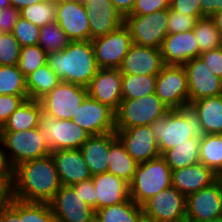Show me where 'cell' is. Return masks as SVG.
I'll return each instance as SVG.
<instances>
[{
	"mask_svg": "<svg viewBox=\"0 0 222 222\" xmlns=\"http://www.w3.org/2000/svg\"><path fill=\"white\" fill-rule=\"evenodd\" d=\"M138 163L126 151L123 143L117 137L111 144L108 151L107 172L122 178L127 183L133 179Z\"/></svg>",
	"mask_w": 222,
	"mask_h": 222,
	"instance_id": "f1b7e54d",
	"label": "cell"
},
{
	"mask_svg": "<svg viewBox=\"0 0 222 222\" xmlns=\"http://www.w3.org/2000/svg\"><path fill=\"white\" fill-rule=\"evenodd\" d=\"M121 84L119 69L100 68L87 87L88 95L116 112L123 99Z\"/></svg>",
	"mask_w": 222,
	"mask_h": 222,
	"instance_id": "ffe728a7",
	"label": "cell"
},
{
	"mask_svg": "<svg viewBox=\"0 0 222 222\" xmlns=\"http://www.w3.org/2000/svg\"><path fill=\"white\" fill-rule=\"evenodd\" d=\"M163 66L160 48L132 43L118 69L122 74L158 75Z\"/></svg>",
	"mask_w": 222,
	"mask_h": 222,
	"instance_id": "44dd1931",
	"label": "cell"
},
{
	"mask_svg": "<svg viewBox=\"0 0 222 222\" xmlns=\"http://www.w3.org/2000/svg\"><path fill=\"white\" fill-rule=\"evenodd\" d=\"M21 45L12 33L0 35V66L18 65Z\"/></svg>",
	"mask_w": 222,
	"mask_h": 222,
	"instance_id": "ab89813d",
	"label": "cell"
},
{
	"mask_svg": "<svg viewBox=\"0 0 222 222\" xmlns=\"http://www.w3.org/2000/svg\"><path fill=\"white\" fill-rule=\"evenodd\" d=\"M82 0H57L56 21L71 41L90 40V25Z\"/></svg>",
	"mask_w": 222,
	"mask_h": 222,
	"instance_id": "e0dca14e",
	"label": "cell"
},
{
	"mask_svg": "<svg viewBox=\"0 0 222 222\" xmlns=\"http://www.w3.org/2000/svg\"><path fill=\"white\" fill-rule=\"evenodd\" d=\"M197 19L193 16L168 9L167 30L168 34H175L193 30Z\"/></svg>",
	"mask_w": 222,
	"mask_h": 222,
	"instance_id": "ee69618b",
	"label": "cell"
},
{
	"mask_svg": "<svg viewBox=\"0 0 222 222\" xmlns=\"http://www.w3.org/2000/svg\"><path fill=\"white\" fill-rule=\"evenodd\" d=\"M95 212L98 209L120 204L130 199L129 183L109 172L93 175Z\"/></svg>",
	"mask_w": 222,
	"mask_h": 222,
	"instance_id": "cb8c5ba5",
	"label": "cell"
},
{
	"mask_svg": "<svg viewBox=\"0 0 222 222\" xmlns=\"http://www.w3.org/2000/svg\"><path fill=\"white\" fill-rule=\"evenodd\" d=\"M157 75L122 74L123 99L141 98L155 93Z\"/></svg>",
	"mask_w": 222,
	"mask_h": 222,
	"instance_id": "836d02e7",
	"label": "cell"
},
{
	"mask_svg": "<svg viewBox=\"0 0 222 222\" xmlns=\"http://www.w3.org/2000/svg\"><path fill=\"white\" fill-rule=\"evenodd\" d=\"M190 105L199 116L204 135L222 134V94L198 99Z\"/></svg>",
	"mask_w": 222,
	"mask_h": 222,
	"instance_id": "4316f807",
	"label": "cell"
},
{
	"mask_svg": "<svg viewBox=\"0 0 222 222\" xmlns=\"http://www.w3.org/2000/svg\"><path fill=\"white\" fill-rule=\"evenodd\" d=\"M172 170L160 155L139 163L129 183L130 198L142 205L152 196L172 186Z\"/></svg>",
	"mask_w": 222,
	"mask_h": 222,
	"instance_id": "277c9868",
	"label": "cell"
},
{
	"mask_svg": "<svg viewBox=\"0 0 222 222\" xmlns=\"http://www.w3.org/2000/svg\"><path fill=\"white\" fill-rule=\"evenodd\" d=\"M222 216V190L217 181L186 197V221L202 222Z\"/></svg>",
	"mask_w": 222,
	"mask_h": 222,
	"instance_id": "2e32d148",
	"label": "cell"
},
{
	"mask_svg": "<svg viewBox=\"0 0 222 222\" xmlns=\"http://www.w3.org/2000/svg\"><path fill=\"white\" fill-rule=\"evenodd\" d=\"M0 222H25V201L8 196L0 209Z\"/></svg>",
	"mask_w": 222,
	"mask_h": 222,
	"instance_id": "7bdbcfd3",
	"label": "cell"
},
{
	"mask_svg": "<svg viewBox=\"0 0 222 222\" xmlns=\"http://www.w3.org/2000/svg\"><path fill=\"white\" fill-rule=\"evenodd\" d=\"M43 109L40 101L25 100L8 118L4 131H24L37 128Z\"/></svg>",
	"mask_w": 222,
	"mask_h": 222,
	"instance_id": "83f0119b",
	"label": "cell"
},
{
	"mask_svg": "<svg viewBox=\"0 0 222 222\" xmlns=\"http://www.w3.org/2000/svg\"><path fill=\"white\" fill-rule=\"evenodd\" d=\"M168 9L156 11L148 15H127L124 25L128 28L132 43L161 48L163 39L167 36Z\"/></svg>",
	"mask_w": 222,
	"mask_h": 222,
	"instance_id": "ba28073f",
	"label": "cell"
},
{
	"mask_svg": "<svg viewBox=\"0 0 222 222\" xmlns=\"http://www.w3.org/2000/svg\"><path fill=\"white\" fill-rule=\"evenodd\" d=\"M20 17V10L16 9L12 5L3 9H0V31L12 33L14 25Z\"/></svg>",
	"mask_w": 222,
	"mask_h": 222,
	"instance_id": "681fc988",
	"label": "cell"
},
{
	"mask_svg": "<svg viewBox=\"0 0 222 222\" xmlns=\"http://www.w3.org/2000/svg\"><path fill=\"white\" fill-rule=\"evenodd\" d=\"M13 182V169L10 167L3 147H0V187L10 192Z\"/></svg>",
	"mask_w": 222,
	"mask_h": 222,
	"instance_id": "816d5d0a",
	"label": "cell"
},
{
	"mask_svg": "<svg viewBox=\"0 0 222 222\" xmlns=\"http://www.w3.org/2000/svg\"><path fill=\"white\" fill-rule=\"evenodd\" d=\"M141 207L144 220L149 222L186 221V196L173 186L152 196Z\"/></svg>",
	"mask_w": 222,
	"mask_h": 222,
	"instance_id": "9c48e42d",
	"label": "cell"
},
{
	"mask_svg": "<svg viewBox=\"0 0 222 222\" xmlns=\"http://www.w3.org/2000/svg\"><path fill=\"white\" fill-rule=\"evenodd\" d=\"M3 151L12 169L19 164L51 154L39 128L4 131Z\"/></svg>",
	"mask_w": 222,
	"mask_h": 222,
	"instance_id": "8992f818",
	"label": "cell"
},
{
	"mask_svg": "<svg viewBox=\"0 0 222 222\" xmlns=\"http://www.w3.org/2000/svg\"><path fill=\"white\" fill-rule=\"evenodd\" d=\"M199 57L205 62L215 76L222 79V46L202 52Z\"/></svg>",
	"mask_w": 222,
	"mask_h": 222,
	"instance_id": "7dc6e473",
	"label": "cell"
},
{
	"mask_svg": "<svg viewBox=\"0 0 222 222\" xmlns=\"http://www.w3.org/2000/svg\"><path fill=\"white\" fill-rule=\"evenodd\" d=\"M45 64L47 53L38 44L21 47L18 67L25 78Z\"/></svg>",
	"mask_w": 222,
	"mask_h": 222,
	"instance_id": "f35d334b",
	"label": "cell"
},
{
	"mask_svg": "<svg viewBox=\"0 0 222 222\" xmlns=\"http://www.w3.org/2000/svg\"><path fill=\"white\" fill-rule=\"evenodd\" d=\"M169 110L155 93L141 98L122 99L115 112V128L151 125L163 118Z\"/></svg>",
	"mask_w": 222,
	"mask_h": 222,
	"instance_id": "5b68a950",
	"label": "cell"
},
{
	"mask_svg": "<svg viewBox=\"0 0 222 222\" xmlns=\"http://www.w3.org/2000/svg\"><path fill=\"white\" fill-rule=\"evenodd\" d=\"M217 0H200L201 16L212 17L216 14Z\"/></svg>",
	"mask_w": 222,
	"mask_h": 222,
	"instance_id": "db71d44e",
	"label": "cell"
},
{
	"mask_svg": "<svg viewBox=\"0 0 222 222\" xmlns=\"http://www.w3.org/2000/svg\"><path fill=\"white\" fill-rule=\"evenodd\" d=\"M172 186L186 197L211 185L216 174L203 163H197L172 171Z\"/></svg>",
	"mask_w": 222,
	"mask_h": 222,
	"instance_id": "d4e9b609",
	"label": "cell"
},
{
	"mask_svg": "<svg viewBox=\"0 0 222 222\" xmlns=\"http://www.w3.org/2000/svg\"><path fill=\"white\" fill-rule=\"evenodd\" d=\"M83 201L95 210V188L92 178L71 186Z\"/></svg>",
	"mask_w": 222,
	"mask_h": 222,
	"instance_id": "f907efd6",
	"label": "cell"
},
{
	"mask_svg": "<svg viewBox=\"0 0 222 222\" xmlns=\"http://www.w3.org/2000/svg\"><path fill=\"white\" fill-rule=\"evenodd\" d=\"M201 138L192 137L187 140V143H182L165 151L161 156L170 169H182L199 163V147Z\"/></svg>",
	"mask_w": 222,
	"mask_h": 222,
	"instance_id": "4dcf8cb0",
	"label": "cell"
},
{
	"mask_svg": "<svg viewBox=\"0 0 222 222\" xmlns=\"http://www.w3.org/2000/svg\"><path fill=\"white\" fill-rule=\"evenodd\" d=\"M11 6V0H0V9Z\"/></svg>",
	"mask_w": 222,
	"mask_h": 222,
	"instance_id": "680465c9",
	"label": "cell"
},
{
	"mask_svg": "<svg viewBox=\"0 0 222 222\" xmlns=\"http://www.w3.org/2000/svg\"><path fill=\"white\" fill-rule=\"evenodd\" d=\"M71 120L91 136L116 131L115 112L89 95L85 97Z\"/></svg>",
	"mask_w": 222,
	"mask_h": 222,
	"instance_id": "4fadbf2b",
	"label": "cell"
},
{
	"mask_svg": "<svg viewBox=\"0 0 222 222\" xmlns=\"http://www.w3.org/2000/svg\"><path fill=\"white\" fill-rule=\"evenodd\" d=\"M62 184L49 154L29 160L13 169V182L9 196L26 202L49 203Z\"/></svg>",
	"mask_w": 222,
	"mask_h": 222,
	"instance_id": "6da1fadb",
	"label": "cell"
},
{
	"mask_svg": "<svg viewBox=\"0 0 222 222\" xmlns=\"http://www.w3.org/2000/svg\"><path fill=\"white\" fill-rule=\"evenodd\" d=\"M97 222H142V207L131 198L120 204L107 206L96 211Z\"/></svg>",
	"mask_w": 222,
	"mask_h": 222,
	"instance_id": "f546056e",
	"label": "cell"
},
{
	"mask_svg": "<svg viewBox=\"0 0 222 222\" xmlns=\"http://www.w3.org/2000/svg\"><path fill=\"white\" fill-rule=\"evenodd\" d=\"M215 23L216 28L222 35V12H218L211 17Z\"/></svg>",
	"mask_w": 222,
	"mask_h": 222,
	"instance_id": "9f6ffc18",
	"label": "cell"
},
{
	"mask_svg": "<svg viewBox=\"0 0 222 222\" xmlns=\"http://www.w3.org/2000/svg\"><path fill=\"white\" fill-rule=\"evenodd\" d=\"M25 222H58L49 203L26 202Z\"/></svg>",
	"mask_w": 222,
	"mask_h": 222,
	"instance_id": "b9f144b4",
	"label": "cell"
},
{
	"mask_svg": "<svg viewBox=\"0 0 222 222\" xmlns=\"http://www.w3.org/2000/svg\"><path fill=\"white\" fill-rule=\"evenodd\" d=\"M27 99L28 95H0V123L4 125L10 115Z\"/></svg>",
	"mask_w": 222,
	"mask_h": 222,
	"instance_id": "f6af8a7d",
	"label": "cell"
},
{
	"mask_svg": "<svg viewBox=\"0 0 222 222\" xmlns=\"http://www.w3.org/2000/svg\"><path fill=\"white\" fill-rule=\"evenodd\" d=\"M183 67L187 74L189 105L198 99L222 94V79L215 76L200 57L193 58Z\"/></svg>",
	"mask_w": 222,
	"mask_h": 222,
	"instance_id": "9a60e30c",
	"label": "cell"
},
{
	"mask_svg": "<svg viewBox=\"0 0 222 222\" xmlns=\"http://www.w3.org/2000/svg\"><path fill=\"white\" fill-rule=\"evenodd\" d=\"M158 142L159 152L165 151L192 137L201 138L204 135L197 112L191 105L169 110L168 113L150 125Z\"/></svg>",
	"mask_w": 222,
	"mask_h": 222,
	"instance_id": "3957f363",
	"label": "cell"
},
{
	"mask_svg": "<svg viewBox=\"0 0 222 222\" xmlns=\"http://www.w3.org/2000/svg\"><path fill=\"white\" fill-rule=\"evenodd\" d=\"M49 204L58 222L95 221V210L71 186L62 185Z\"/></svg>",
	"mask_w": 222,
	"mask_h": 222,
	"instance_id": "5bb4252c",
	"label": "cell"
},
{
	"mask_svg": "<svg viewBox=\"0 0 222 222\" xmlns=\"http://www.w3.org/2000/svg\"><path fill=\"white\" fill-rule=\"evenodd\" d=\"M126 151L139 164L160 156L158 142L150 125L116 129Z\"/></svg>",
	"mask_w": 222,
	"mask_h": 222,
	"instance_id": "ac0fdd59",
	"label": "cell"
},
{
	"mask_svg": "<svg viewBox=\"0 0 222 222\" xmlns=\"http://www.w3.org/2000/svg\"><path fill=\"white\" fill-rule=\"evenodd\" d=\"M160 50L164 65H184L199 57L198 43L193 30L167 34Z\"/></svg>",
	"mask_w": 222,
	"mask_h": 222,
	"instance_id": "7402d4cb",
	"label": "cell"
},
{
	"mask_svg": "<svg viewBox=\"0 0 222 222\" xmlns=\"http://www.w3.org/2000/svg\"><path fill=\"white\" fill-rule=\"evenodd\" d=\"M57 0H44L40 3L26 6L20 10V16L37 27L56 21Z\"/></svg>",
	"mask_w": 222,
	"mask_h": 222,
	"instance_id": "d590c367",
	"label": "cell"
},
{
	"mask_svg": "<svg viewBox=\"0 0 222 222\" xmlns=\"http://www.w3.org/2000/svg\"><path fill=\"white\" fill-rule=\"evenodd\" d=\"M47 64L60 81L85 88L100 69L91 40L72 41L63 50L48 53Z\"/></svg>",
	"mask_w": 222,
	"mask_h": 222,
	"instance_id": "7a4b0ae2",
	"label": "cell"
},
{
	"mask_svg": "<svg viewBox=\"0 0 222 222\" xmlns=\"http://www.w3.org/2000/svg\"><path fill=\"white\" fill-rule=\"evenodd\" d=\"M216 181L219 183L220 188L222 190V171H220L216 174Z\"/></svg>",
	"mask_w": 222,
	"mask_h": 222,
	"instance_id": "94428289",
	"label": "cell"
},
{
	"mask_svg": "<svg viewBox=\"0 0 222 222\" xmlns=\"http://www.w3.org/2000/svg\"><path fill=\"white\" fill-rule=\"evenodd\" d=\"M38 128L50 151L80 149L91 136L71 119L59 120L42 114Z\"/></svg>",
	"mask_w": 222,
	"mask_h": 222,
	"instance_id": "52a82bcc",
	"label": "cell"
},
{
	"mask_svg": "<svg viewBox=\"0 0 222 222\" xmlns=\"http://www.w3.org/2000/svg\"><path fill=\"white\" fill-rule=\"evenodd\" d=\"M155 94L170 109L189 105L187 74L183 65H164L157 75Z\"/></svg>",
	"mask_w": 222,
	"mask_h": 222,
	"instance_id": "8fae6325",
	"label": "cell"
},
{
	"mask_svg": "<svg viewBox=\"0 0 222 222\" xmlns=\"http://www.w3.org/2000/svg\"><path fill=\"white\" fill-rule=\"evenodd\" d=\"M199 162L215 174L222 171V134H208L201 137Z\"/></svg>",
	"mask_w": 222,
	"mask_h": 222,
	"instance_id": "d6a6232c",
	"label": "cell"
},
{
	"mask_svg": "<svg viewBox=\"0 0 222 222\" xmlns=\"http://www.w3.org/2000/svg\"><path fill=\"white\" fill-rule=\"evenodd\" d=\"M28 95L26 79L18 65L0 66V95Z\"/></svg>",
	"mask_w": 222,
	"mask_h": 222,
	"instance_id": "74e56055",
	"label": "cell"
},
{
	"mask_svg": "<svg viewBox=\"0 0 222 222\" xmlns=\"http://www.w3.org/2000/svg\"><path fill=\"white\" fill-rule=\"evenodd\" d=\"M117 138L116 132L101 135H92L81 146L80 151L93 175L107 172L108 151L110 144Z\"/></svg>",
	"mask_w": 222,
	"mask_h": 222,
	"instance_id": "484cf974",
	"label": "cell"
},
{
	"mask_svg": "<svg viewBox=\"0 0 222 222\" xmlns=\"http://www.w3.org/2000/svg\"><path fill=\"white\" fill-rule=\"evenodd\" d=\"M193 32L198 43L199 55L222 46V35L211 17L197 19Z\"/></svg>",
	"mask_w": 222,
	"mask_h": 222,
	"instance_id": "e575fe53",
	"label": "cell"
},
{
	"mask_svg": "<svg viewBox=\"0 0 222 222\" xmlns=\"http://www.w3.org/2000/svg\"><path fill=\"white\" fill-rule=\"evenodd\" d=\"M42 1L44 0H11V5L15 7L16 9L21 10L22 8L26 6L40 3Z\"/></svg>",
	"mask_w": 222,
	"mask_h": 222,
	"instance_id": "11a10c76",
	"label": "cell"
},
{
	"mask_svg": "<svg viewBox=\"0 0 222 222\" xmlns=\"http://www.w3.org/2000/svg\"><path fill=\"white\" fill-rule=\"evenodd\" d=\"M98 67L118 69L128 53L132 39L128 28L123 24L116 30L91 40Z\"/></svg>",
	"mask_w": 222,
	"mask_h": 222,
	"instance_id": "7c38bea8",
	"label": "cell"
},
{
	"mask_svg": "<svg viewBox=\"0 0 222 222\" xmlns=\"http://www.w3.org/2000/svg\"><path fill=\"white\" fill-rule=\"evenodd\" d=\"M170 8V0H135L134 7L129 15H148Z\"/></svg>",
	"mask_w": 222,
	"mask_h": 222,
	"instance_id": "bcb514c9",
	"label": "cell"
},
{
	"mask_svg": "<svg viewBox=\"0 0 222 222\" xmlns=\"http://www.w3.org/2000/svg\"><path fill=\"white\" fill-rule=\"evenodd\" d=\"M41 28L30 21L19 17L12 31L13 36L18 40L21 47L37 45Z\"/></svg>",
	"mask_w": 222,
	"mask_h": 222,
	"instance_id": "60d3db41",
	"label": "cell"
},
{
	"mask_svg": "<svg viewBox=\"0 0 222 222\" xmlns=\"http://www.w3.org/2000/svg\"><path fill=\"white\" fill-rule=\"evenodd\" d=\"M25 79L29 99L37 101L51 92L60 83L57 74L48 64L39 67Z\"/></svg>",
	"mask_w": 222,
	"mask_h": 222,
	"instance_id": "1f68e13d",
	"label": "cell"
},
{
	"mask_svg": "<svg viewBox=\"0 0 222 222\" xmlns=\"http://www.w3.org/2000/svg\"><path fill=\"white\" fill-rule=\"evenodd\" d=\"M202 222H222V216H220L218 218L202 221Z\"/></svg>",
	"mask_w": 222,
	"mask_h": 222,
	"instance_id": "be15d7a7",
	"label": "cell"
},
{
	"mask_svg": "<svg viewBox=\"0 0 222 222\" xmlns=\"http://www.w3.org/2000/svg\"><path fill=\"white\" fill-rule=\"evenodd\" d=\"M50 155L62 185L72 186L92 177L80 149L57 150L52 151Z\"/></svg>",
	"mask_w": 222,
	"mask_h": 222,
	"instance_id": "603a6c76",
	"label": "cell"
},
{
	"mask_svg": "<svg viewBox=\"0 0 222 222\" xmlns=\"http://www.w3.org/2000/svg\"><path fill=\"white\" fill-rule=\"evenodd\" d=\"M87 95V88L60 81L51 92L39 101L44 114L59 120H68L76 114Z\"/></svg>",
	"mask_w": 222,
	"mask_h": 222,
	"instance_id": "30bf717a",
	"label": "cell"
},
{
	"mask_svg": "<svg viewBox=\"0 0 222 222\" xmlns=\"http://www.w3.org/2000/svg\"><path fill=\"white\" fill-rule=\"evenodd\" d=\"M89 17L90 40L105 36L124 24L111 0H82Z\"/></svg>",
	"mask_w": 222,
	"mask_h": 222,
	"instance_id": "d6986e66",
	"label": "cell"
},
{
	"mask_svg": "<svg viewBox=\"0 0 222 222\" xmlns=\"http://www.w3.org/2000/svg\"><path fill=\"white\" fill-rule=\"evenodd\" d=\"M8 196L9 192L6 189L0 187V209L6 203Z\"/></svg>",
	"mask_w": 222,
	"mask_h": 222,
	"instance_id": "6f0895ef",
	"label": "cell"
},
{
	"mask_svg": "<svg viewBox=\"0 0 222 222\" xmlns=\"http://www.w3.org/2000/svg\"><path fill=\"white\" fill-rule=\"evenodd\" d=\"M115 8L123 15H129L134 7L135 0H111Z\"/></svg>",
	"mask_w": 222,
	"mask_h": 222,
	"instance_id": "f5cc1de1",
	"label": "cell"
},
{
	"mask_svg": "<svg viewBox=\"0 0 222 222\" xmlns=\"http://www.w3.org/2000/svg\"><path fill=\"white\" fill-rule=\"evenodd\" d=\"M4 141V125L0 123V147L3 146Z\"/></svg>",
	"mask_w": 222,
	"mask_h": 222,
	"instance_id": "91938a15",
	"label": "cell"
},
{
	"mask_svg": "<svg viewBox=\"0 0 222 222\" xmlns=\"http://www.w3.org/2000/svg\"><path fill=\"white\" fill-rule=\"evenodd\" d=\"M170 8L196 19L202 18L200 0H170Z\"/></svg>",
	"mask_w": 222,
	"mask_h": 222,
	"instance_id": "c3c4849f",
	"label": "cell"
},
{
	"mask_svg": "<svg viewBox=\"0 0 222 222\" xmlns=\"http://www.w3.org/2000/svg\"><path fill=\"white\" fill-rule=\"evenodd\" d=\"M71 42L57 21H54L41 28L37 44L48 54L63 50Z\"/></svg>",
	"mask_w": 222,
	"mask_h": 222,
	"instance_id": "8d00e7d4",
	"label": "cell"
},
{
	"mask_svg": "<svg viewBox=\"0 0 222 222\" xmlns=\"http://www.w3.org/2000/svg\"><path fill=\"white\" fill-rule=\"evenodd\" d=\"M222 12V0H217L216 13Z\"/></svg>",
	"mask_w": 222,
	"mask_h": 222,
	"instance_id": "6125c7cd",
	"label": "cell"
}]
</instances>
